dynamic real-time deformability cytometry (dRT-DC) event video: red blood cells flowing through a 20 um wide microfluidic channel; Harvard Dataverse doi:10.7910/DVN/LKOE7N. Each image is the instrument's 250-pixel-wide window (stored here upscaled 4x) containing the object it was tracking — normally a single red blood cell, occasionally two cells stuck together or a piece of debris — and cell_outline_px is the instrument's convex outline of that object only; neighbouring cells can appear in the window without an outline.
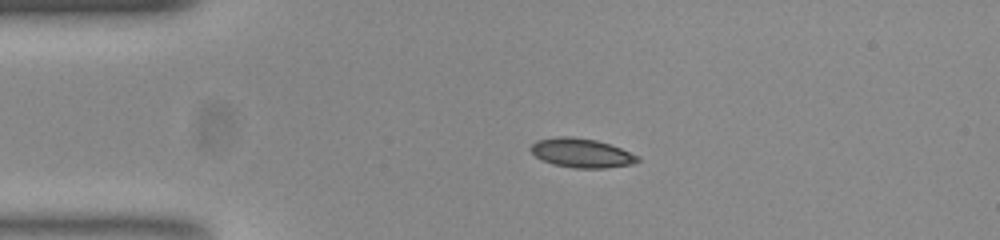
{"species": "common noctule bat (a hibernating species)", "species_latin": "Nyctalus noctula", "temperature_condition": "room temperature", "stored_images_in_passage": 42, "camera_frame_rate_fps": 3000, "um_per_image_px": 0.085, "animal": {"sex": "female", "body_mass_g": 23.0, "forearm_length_mm": 53.4}, "frame": {"image": 1, "passage_image": 1, "time_ms": 0.0, "image_size_px": [1000, 240], "cell_outline_px": [[640, 160], [632, 164], [604, 168], [576, 168], [552, 164], [536, 156], [532, 152], [532, 144], [536, 140], [556, 136], [572, 136], [596, 140], [620, 148], [640, 156]], "centroid_in_image_um": [49.44, 13.0], "position_along_channel_um": 35.6, "area_um2": 18.03}}
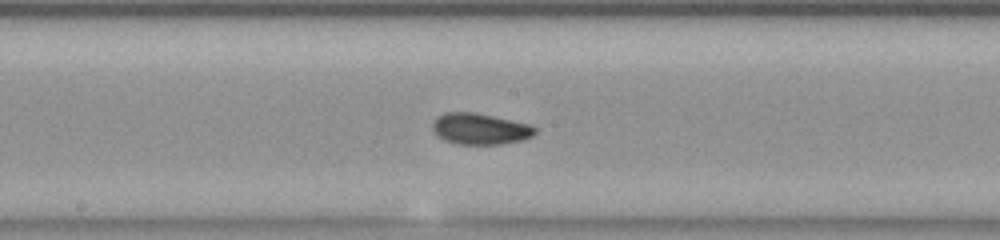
{"frame": {"image": 2, "passage_image": 17, "time_ms": 5.333, "image_size_px": [1000, 240], "cell_outline_px": [[536, 132], [532, 136], [524, 140], [500, 144], [456, 144], [444, 140], [436, 136], [432, 128], [432, 120], [436, 116], [444, 112], [476, 112], [532, 124], [536, 128]], "centroid_in_image_um": [40.79, 10.94], "position_along_channel_um": 207.4, "area_um2": 19.07}}
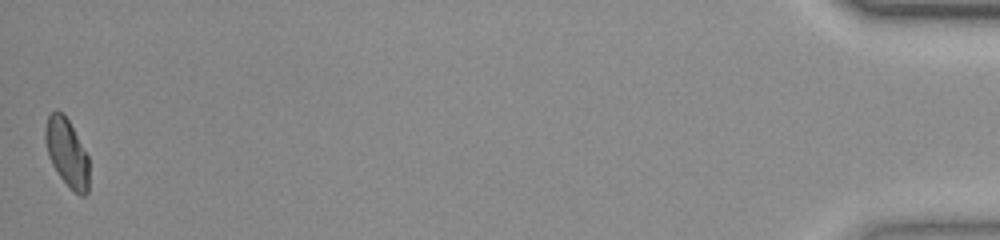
{"frame": {"image": 3, "passage_image": 42, "time_ms": 13.667, "image_size_px": [1000, 240], "cell_outline_px": [[88, 192], [84, 196], [80, 196], [60, 176], [52, 164], [48, 156], [44, 140], [44, 128], [48, 116], [56, 108], [68, 120], [88, 156]], "centroid_in_image_um": [5.66, 12.95], "position_along_channel_um": 429.5, "area_um2": 17.05}, "authors_computed_cell_mechanics": {"area_um2": 17.9758, "velocity_mm_per_s": 3.8727, "shape_relaxation_time_tau1_ms": 2.7667, "shape_relaxation_time_tau2_ms": 1.5385, "deformation_change_tau1": 0.1239, "deformation_change_tau2": 0.0619}}